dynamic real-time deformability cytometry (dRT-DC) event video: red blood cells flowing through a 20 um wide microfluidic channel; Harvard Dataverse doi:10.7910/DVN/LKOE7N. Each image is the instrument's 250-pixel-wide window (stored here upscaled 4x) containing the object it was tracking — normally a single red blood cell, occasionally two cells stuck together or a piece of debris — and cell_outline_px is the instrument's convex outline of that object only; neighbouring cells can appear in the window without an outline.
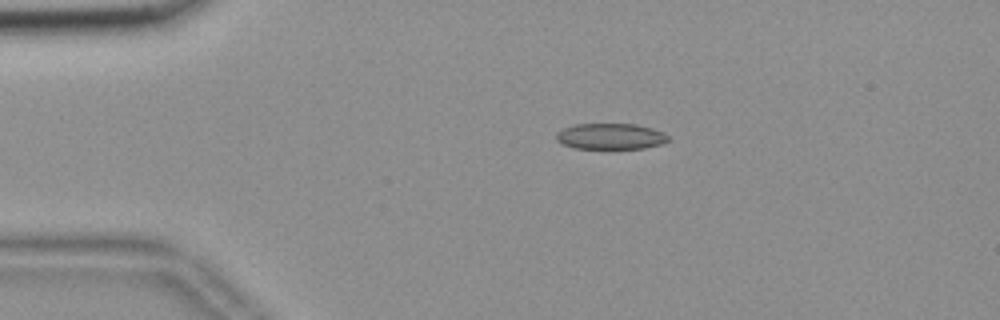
{"species": "common noctule bat (a hibernating species)", "species_latin": "Nyctalus noctula", "temperature_condition": "room temperature", "stored_images_in_passage": 55, "camera_frame_rate_fps": 3000, "um_per_image_px": 0.085, "animal": {"sex": "female", "body_mass_g": 18.4}, "frame": {"image": 1, "passage_image": 11, "time_ms": 3.333, "image_size_px": [1000, 320], "cell_outline_px": [[672, 140], [660, 144], [644, 148], [612, 152], [608, 152], [572, 148], [556, 140], [556, 132], [564, 128], [576, 124], [636, 124], [652, 128], [668, 136]], "centroid_in_image_um": [51.88, 11.65], "position_along_channel_um": 33.1, "area_um2": 17.92}}
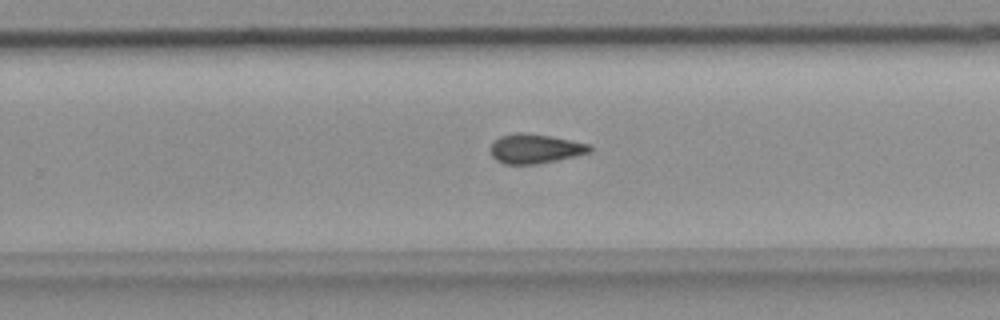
{"frame": {"image": 2, "passage_image": 35, "time_ms": 11.333, "image_size_px": [1000, 320], "cell_outline_px": [[592, 152], [556, 160], [536, 164], [504, 164], [496, 160], [492, 156], [492, 140], [500, 136], [512, 132], [524, 132], [552, 136], [588, 144], [592, 148]], "centroid_in_image_um": [45.46, 12.62], "position_along_channel_um": 284.3, "area_um2": 17.05}}
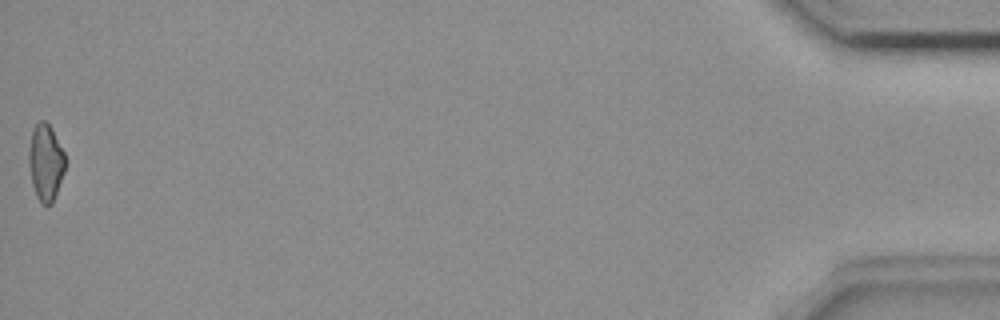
{"frame": {"image": 3, "passage_image": 55, "time_ms": 18.0, "image_size_px": [1000, 320], "cell_outline_px": [[64, 172], [52, 204], [40, 204], [36, 196], [32, 184], [28, 160], [28, 152], [32, 128], [40, 120], [44, 120], [52, 128], [64, 152]], "centroid_in_image_um": [3.86, 13.79], "position_along_channel_um": 431.3, "area_um2": 16.24}, "authors_computed_cell_mechanics": {"area_um2": 17.051, "velocity_mm_per_s": 3.6806, "shape_relaxation_time_tau1_ms": null, "shape_relaxation_time_tau2_ms": 7.7443, "deformation_change_tau1": null, "deformation_change_tau2": 0.1576}}